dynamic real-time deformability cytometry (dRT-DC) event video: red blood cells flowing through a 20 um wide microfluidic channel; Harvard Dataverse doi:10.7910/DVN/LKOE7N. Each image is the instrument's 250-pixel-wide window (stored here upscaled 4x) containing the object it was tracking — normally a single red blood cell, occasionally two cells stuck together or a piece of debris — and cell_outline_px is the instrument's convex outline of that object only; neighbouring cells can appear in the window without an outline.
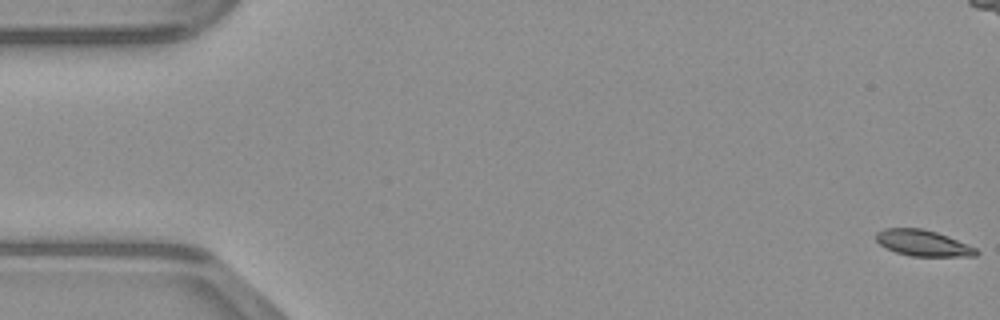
{"species": "common noctule bat (a hibernating species)", "species_latin": "Nyctalus noctula", "temperature_condition": "warm", "stored_images_in_passage": 50, "camera_frame_rate_fps": 3000, "um_per_image_px": 0.085, "animal": {"sex": "male", "body_mass_g": 23.1, "forearm_length_mm": 52.7}, "frame": {"image": 1, "passage_image": 1, "time_ms": 0.0, "image_size_px": [1000, 320], "cell_outline_px": [[980, 252], [976, 256], [912, 256], [896, 252], [880, 244], [876, 240], [876, 232], [884, 228], [920, 228], [936, 232], [948, 236], [976, 248]], "centroid_in_image_um": [78.46, 20.66], "position_along_channel_um": 6.5, "area_um2": 15.09}}
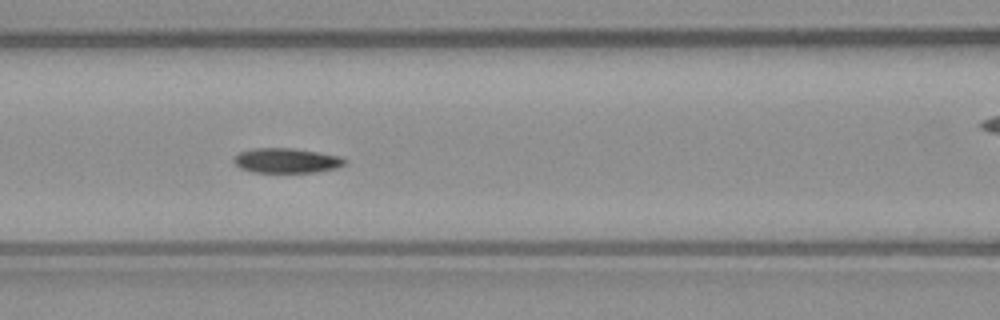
{"frame": {"image": 2, "passage_image": 21, "time_ms": 6.667, "image_size_px": [1000, 320], "cell_outline_px": [[348, 164], [336, 168], [316, 172], [252, 172], [240, 168], [232, 160], [232, 156], [240, 152], [252, 148], [292, 148], [320, 152], [340, 156], [348, 160]], "centroid_in_image_um": [24.37, 13.64], "position_along_channel_um": 142.2, "area_um2": 16.3}}
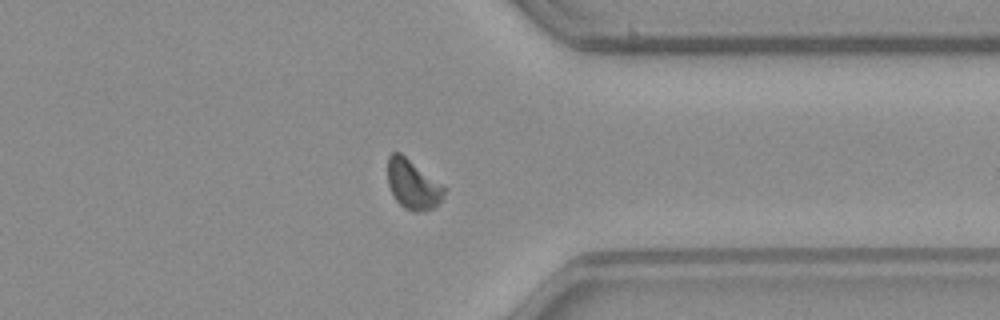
{"frame": {"image": 3, "passage_image": 38, "time_ms": 12.333, "image_size_px": [1000, 320], "cell_outline_px": [[448, 188], [440, 200], [432, 208], [416, 212], [404, 208], [396, 200], [388, 184], [388, 156], [392, 152], [400, 152]], "centroid_in_image_um": [35.09, 15.65], "position_along_channel_um": 376.3, "area_um2": 16.18}}